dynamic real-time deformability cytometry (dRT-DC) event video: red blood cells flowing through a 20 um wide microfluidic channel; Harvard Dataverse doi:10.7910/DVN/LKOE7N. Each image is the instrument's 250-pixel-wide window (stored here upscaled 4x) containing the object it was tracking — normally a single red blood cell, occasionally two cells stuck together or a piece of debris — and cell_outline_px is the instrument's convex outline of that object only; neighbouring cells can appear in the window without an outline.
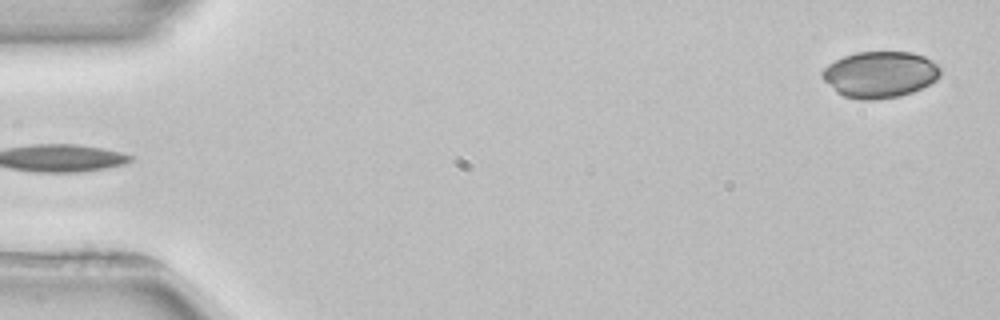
{"species": "common noctule bat (a hibernating species)", "species_latin": "Nyctalus noctula", "temperature_condition": "room temperature", "stored_images_in_passage": 4, "camera_frame_rate_fps": 3000, "um_per_image_px": 0.085, "animal": {"sex": "female", "body_mass_g": 22.7, "forearm_length_mm": 54.2}, "frame": {"image": 1, "passage_image": 4, "time_ms": 4.667, "image_size_px": [1000, 320], "cell_outline_px": [[940, 76], [936, 80], [912, 92], [900, 96], [876, 100], [860, 100], [844, 96], [836, 92], [820, 76], [820, 72], [828, 64], [844, 56], [856, 52], [912, 52], [924, 56], [932, 60], [940, 68]], "centroid_in_image_um": [74.77, 6.33], "position_along_channel_um": 10.2, "area_um2": 32.02}}